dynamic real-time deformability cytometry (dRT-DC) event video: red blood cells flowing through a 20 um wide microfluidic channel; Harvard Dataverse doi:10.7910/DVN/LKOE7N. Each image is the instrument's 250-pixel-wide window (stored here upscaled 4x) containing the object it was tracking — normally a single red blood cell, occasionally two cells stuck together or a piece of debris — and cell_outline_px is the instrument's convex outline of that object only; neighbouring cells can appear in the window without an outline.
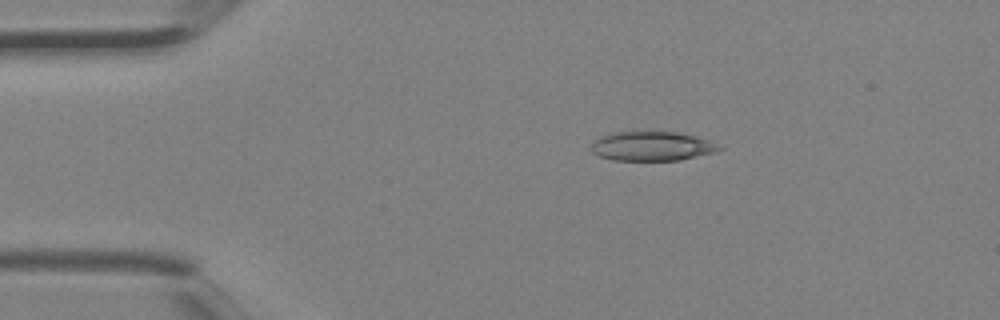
{"species": "Egyptian fruit bat (a non-hibernating species)", "species_latin": "Rousettus aegyptiacus", "temperature_condition": "room temperature", "stored_images_in_passage": 3, "camera_frame_rate_fps": 3000, "um_per_image_px": 0.085, "animal": {"sex": "female"}, "frame": {"image": 1, "passage_image": 2, "time_ms": 0.333, "image_size_px": [1000, 320], "cell_outline_px": [[724, 148], [712, 152], [680, 160], [612, 160], [600, 156], [592, 152], [592, 144], [600, 136], [616, 132], [676, 132], [708, 140]], "centroid_in_image_um": [55.38, 12.43], "position_along_channel_um": 29.6, "area_um2": 21.39}}